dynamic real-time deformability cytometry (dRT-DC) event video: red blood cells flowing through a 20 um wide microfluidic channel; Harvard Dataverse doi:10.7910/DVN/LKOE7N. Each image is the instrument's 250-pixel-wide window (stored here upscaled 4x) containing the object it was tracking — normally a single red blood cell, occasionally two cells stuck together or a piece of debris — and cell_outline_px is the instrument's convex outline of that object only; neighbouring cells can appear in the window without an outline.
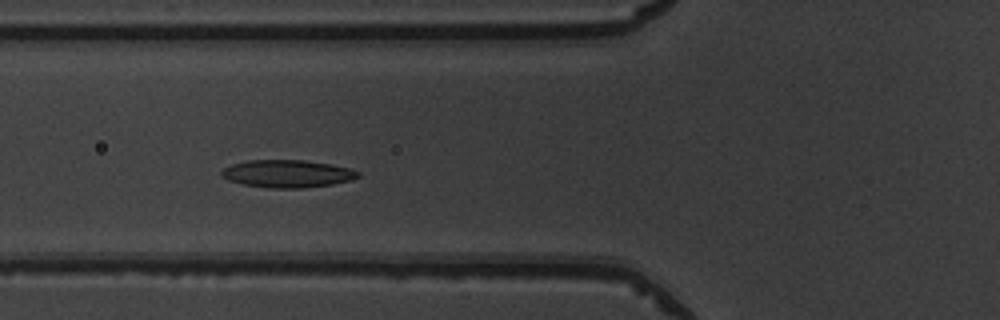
{"species": "common noctule bat (a hibernating species)", "species_latin": "Nyctalus noctula", "temperature_condition": "warm", "stored_images_in_passage": 47, "camera_frame_rate_fps": 3000, "um_per_image_px": 0.085, "animal": {"sex": "male", "body_mass_g": 19.5, "forearm_length_mm": 54.6}, "frame": {"image": 1, "passage_image": 15, "time_ms": 4.667, "image_size_px": [1000, 320], "cell_outline_px": [[360, 176], [352, 180], [332, 184], [300, 188], [272, 188], [244, 184], [228, 180], [220, 176], [220, 172], [224, 168], [232, 164], [248, 160], [304, 160], [332, 164], [348, 168], [360, 172]], "centroid_in_image_um": [24.42, 14.76], "position_along_channel_um": 101.4, "area_um2": 21.91}}
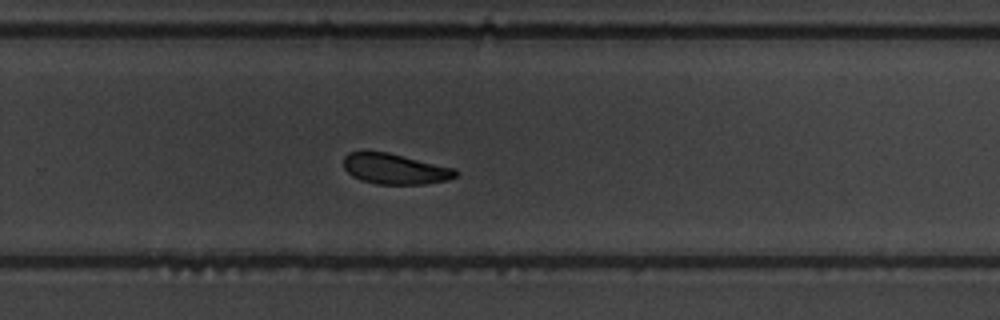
{"frame": {"image": 2, "passage_image": 30, "time_ms": 9.667, "image_size_px": [1000, 320], "cell_outline_px": [[460, 172], [456, 176], [448, 180], [424, 184], [376, 184], [360, 180], [352, 176], [344, 168], [344, 156], [348, 152], [388, 152], [456, 168]], "centroid_in_image_um": [33.6, 14.36], "position_along_channel_um": 296.2, "area_um2": 20.06}}
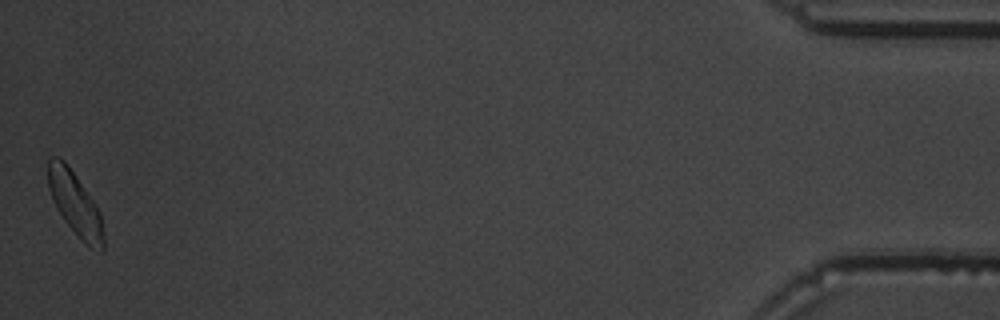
{"frame": {"image": 3, "passage_image": 47, "time_ms": 15.333, "image_size_px": [1000, 320], "cell_outline_px": [[104, 252], [100, 252], [88, 248], [64, 220], [56, 208], [52, 200], [48, 188], [48, 160], [52, 156], [56, 156], [64, 160], [92, 200], [100, 212], [104, 236]], "centroid_in_image_um": [6.38, 17.38], "position_along_channel_um": 428.8, "area_um2": 20.4}, "authors_computed_cell_mechanics": {"area_um2": 21.097, "velocity_mm_per_s": 3.9067, "shape_relaxation_time_tau1_ms": 4.0248, "shape_relaxation_time_tau2_ms": 4.0845, "deformation_change_tau1": 0.1145, "deformation_change_tau2": 0.1096}}